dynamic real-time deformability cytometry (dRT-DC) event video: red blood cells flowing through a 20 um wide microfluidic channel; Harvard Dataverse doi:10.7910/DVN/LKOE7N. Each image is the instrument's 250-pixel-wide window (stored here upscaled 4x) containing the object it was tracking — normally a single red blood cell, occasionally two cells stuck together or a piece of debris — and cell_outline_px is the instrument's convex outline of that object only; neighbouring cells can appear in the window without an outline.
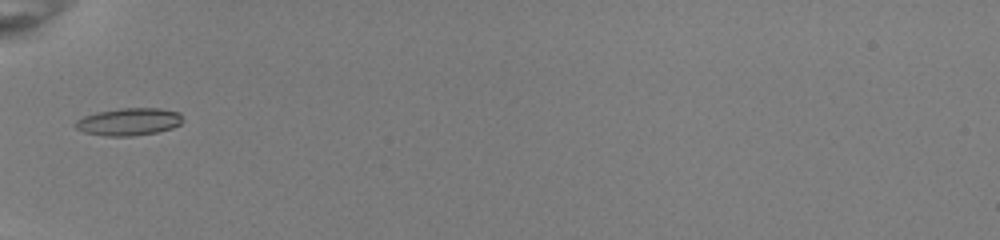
{"species": "common noctule bat (a hibernating species)", "species_latin": "Nyctalus noctula", "temperature_condition": "room temperature", "stored_images_in_passage": 33, "camera_frame_rate_fps": 3000, "um_per_image_px": 0.085, "animal": {"sex": "female", "body_mass_g": 22.0, "forearm_length_mm": 56.7}, "frame": {"image": 1, "passage_image": 1, "time_ms": 0.0, "image_size_px": [1000, 240], "cell_outline_px": [[184, 120], [180, 124], [172, 128], [156, 132], [132, 136], [108, 136], [84, 132], [76, 128], [72, 124], [76, 120], [84, 116], [96, 112], [120, 108], [160, 108], [180, 112]], "centroid_in_image_um": [10.95, 10.34], "position_along_channel_um": 74.0, "area_um2": 17.28}}
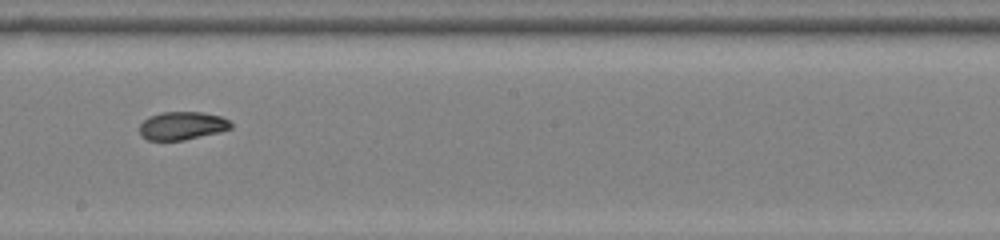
{"frame": {"image": 2, "passage_image": 13, "time_ms": 4.0, "image_size_px": [1000, 240], "cell_outline_px": [[232, 128], [220, 132], [184, 140], [148, 140], [140, 136], [140, 124], [148, 116], [160, 112], [200, 112], [220, 116], [228, 120], [232, 124]], "centroid_in_image_um": [15.46, 10.69], "position_along_channel_um": 232.7, "area_um2": 15.03}}
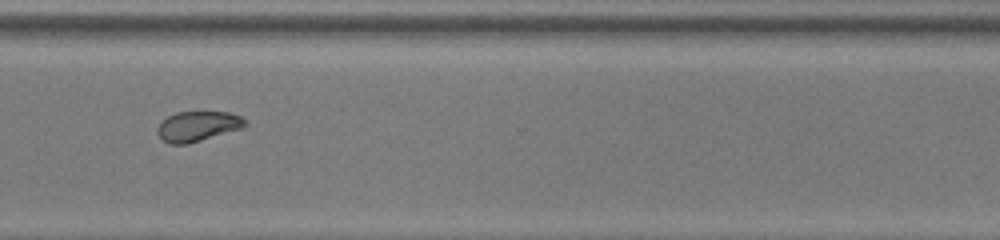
{"frame": {"image": 3, "passage_image": 22, "time_ms": 7.0, "image_size_px": [1000, 240], "cell_outline_px": [[248, 124], [244, 128], [188, 144], [168, 144], [156, 132], [156, 128], [168, 116], [176, 112], [228, 112], [240, 116]], "centroid_in_image_um": [16.82, 10.74], "position_along_channel_um": 353.8, "area_um2": 15.37}, "authors_computed_cell_mechanics": {"area_um2": 15.5482, "velocity_mm_per_s": 4.018, "shape_relaxation_time_tau1_ms": 3.344, "shape_relaxation_time_tau2_ms": 2.894, "deformation_change_tau1": 0.1264, "deformation_change_tau2": 0.0508}}